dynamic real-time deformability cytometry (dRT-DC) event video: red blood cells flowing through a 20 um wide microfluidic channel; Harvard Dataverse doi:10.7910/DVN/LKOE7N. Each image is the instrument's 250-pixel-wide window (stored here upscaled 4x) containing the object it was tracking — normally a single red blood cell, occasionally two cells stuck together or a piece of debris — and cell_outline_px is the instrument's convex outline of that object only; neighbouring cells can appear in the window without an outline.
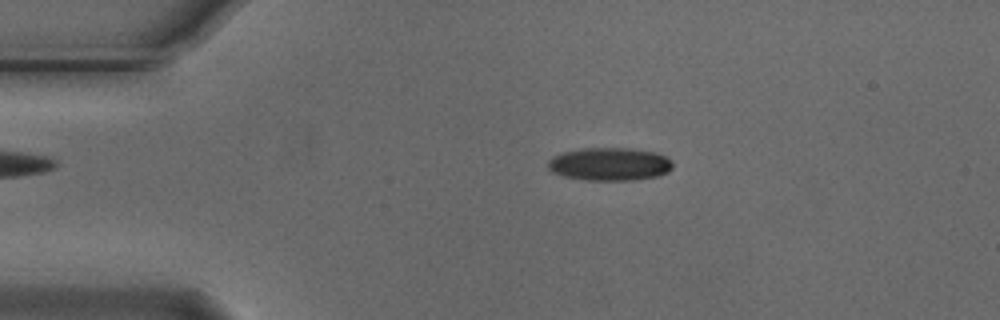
{"species": "Egyptian fruit bat (a non-hibernating species)", "species_latin": "Rousettus aegyptiacus", "temperature_condition": "cold", "stored_images_in_passage": 51, "camera_frame_rate_fps": 3000, "um_per_image_px": 0.085, "animal": {"sex": "male"}, "frame": {"image": 1, "passage_image": 7, "time_ms": 2.0, "image_size_px": [1000, 320], "cell_outline_px": [[672, 168], [668, 172], [660, 176], [632, 180], [588, 180], [564, 176], [552, 172], [548, 168], [548, 160], [552, 156], [564, 152], [580, 148], [628, 148], [656, 152], [668, 156], [672, 160]], "centroid_in_image_um": [51.85, 13.94], "position_along_channel_um": 33.2, "area_um2": 24.22}}
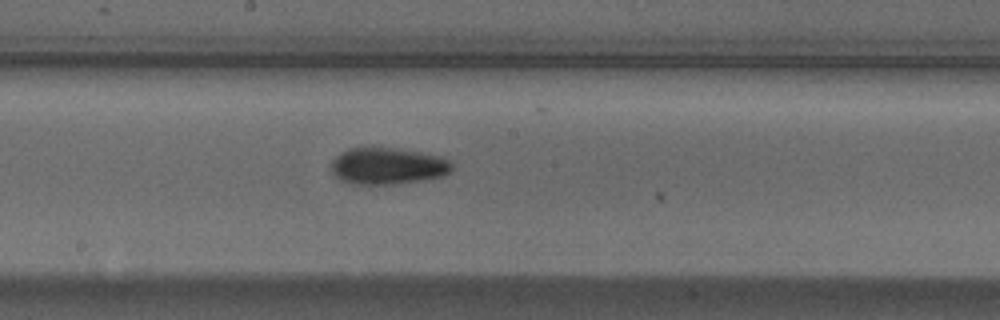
{"frame": {"image": 2, "passage_image": 25, "time_ms": 8.0, "image_size_px": [1000, 320], "cell_outline_px": [[452, 168], [444, 176], [420, 180], [392, 184], [352, 184], [340, 180], [332, 172], [332, 160], [340, 152], [348, 148], [372, 144], [420, 152], [440, 156], [448, 160], [452, 164]], "centroid_in_image_um": [32.9, 14.06], "position_along_channel_um": 215.3, "area_um2": 26.36}}
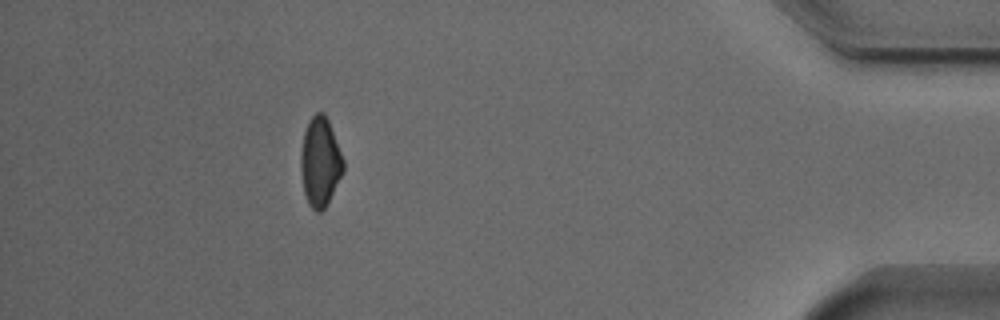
{"frame": {"image": 3, "passage_image": 45, "time_ms": 14.667, "image_size_px": [1000, 320], "cell_outline_px": [[344, 168], [328, 204], [320, 212], [316, 212], [308, 204], [304, 192], [300, 168], [300, 152], [304, 132], [312, 116], [316, 112], [324, 112], [328, 120], [344, 160]], "centroid_in_image_um": [27.2, 13.78], "position_along_channel_um": 408.0, "area_um2": 22.02}, "authors_computed_cell_mechanics": {"area_um2": 23.698, "velocity_mm_per_s": 3.7402, "shape_relaxation_time_tau1_ms": 10.0552, "shape_relaxation_time_tau2_ms": 6.2354, "deformation_change_tau1": 0.1945, "deformation_change_tau2": 0.122}}